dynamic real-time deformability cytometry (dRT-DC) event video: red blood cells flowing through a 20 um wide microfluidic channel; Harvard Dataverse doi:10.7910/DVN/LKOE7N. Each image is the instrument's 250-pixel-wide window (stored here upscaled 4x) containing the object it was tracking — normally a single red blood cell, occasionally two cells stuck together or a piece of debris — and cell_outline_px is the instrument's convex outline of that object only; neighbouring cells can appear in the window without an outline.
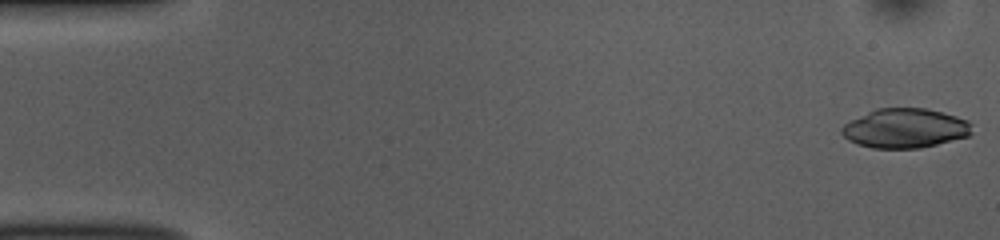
{"species": "common noctule bat (a hibernating species)", "species_latin": "Nyctalus noctula", "temperature_condition": "room temperature", "stored_images_in_passage": 52, "camera_frame_rate_fps": 3000, "um_per_image_px": 0.085, "animal": {"sex": "female", "body_mass_g": 10.0, "forearm_length_mm": 53.1}, "frame": {"image": 1, "passage_image": 1, "time_ms": 0.0, "image_size_px": [1000, 240], "cell_outline_px": [[972, 132], [968, 136], [920, 148], [872, 148], [856, 144], [848, 140], [840, 132], [840, 128], [844, 124], [876, 108], [928, 108], [956, 116], [968, 120], [972, 124]], "centroid_in_image_um": [76.93, 10.9], "position_along_channel_um": 8.1, "area_um2": 29.94}}
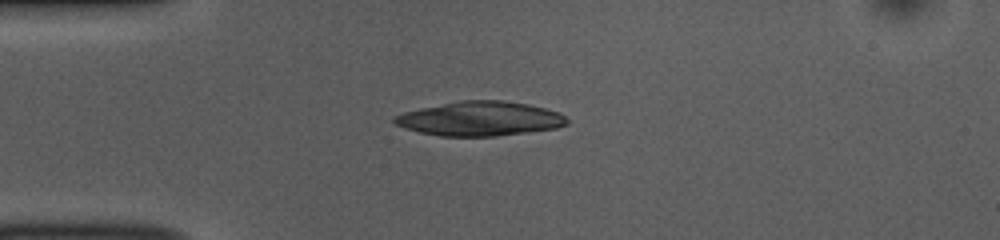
{"frame": {"image": 2, "passage_image": 13, "time_ms": 4.0, "image_size_px": [1000, 240], "cell_outline_px": [[568, 124], [556, 128], [528, 132], [496, 136], [440, 136], [420, 132], [404, 128], [396, 124], [392, 120], [392, 116], [404, 112], [420, 108], [464, 100], [500, 100], [528, 104], [560, 112], [568, 120]], "centroid_in_image_um": [40.8, 10.09], "position_along_channel_um": 44.2, "area_um2": 34.45}}